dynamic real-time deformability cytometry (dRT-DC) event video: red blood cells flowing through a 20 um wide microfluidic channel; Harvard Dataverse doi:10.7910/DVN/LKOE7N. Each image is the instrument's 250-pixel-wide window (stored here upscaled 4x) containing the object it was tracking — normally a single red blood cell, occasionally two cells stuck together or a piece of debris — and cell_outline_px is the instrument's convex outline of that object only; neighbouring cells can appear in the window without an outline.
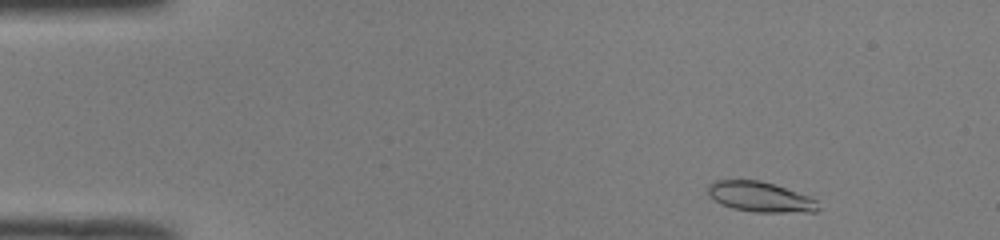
{"species": "common noctule bat (a hibernating species)", "species_latin": "Nyctalus noctula", "temperature_condition": "room temperature", "stored_images_in_passage": 47, "camera_frame_rate_fps": 3000, "um_per_image_px": 0.085, "animal": {"sex": "male", "body_mass_g": 19.0, "forearm_length_mm": 50.8}, "frame": {"image": 1, "passage_image": 3, "time_ms": 0.667, "image_size_px": [1000, 240], "cell_outline_px": [[820, 208], [816, 212], [756, 212], [732, 208], [720, 204], [708, 196], [708, 184], [716, 180], [760, 180], [808, 196], [816, 200]], "centroid_in_image_um": [64.58, 16.74], "position_along_channel_um": 20.4, "area_um2": 19.31}}
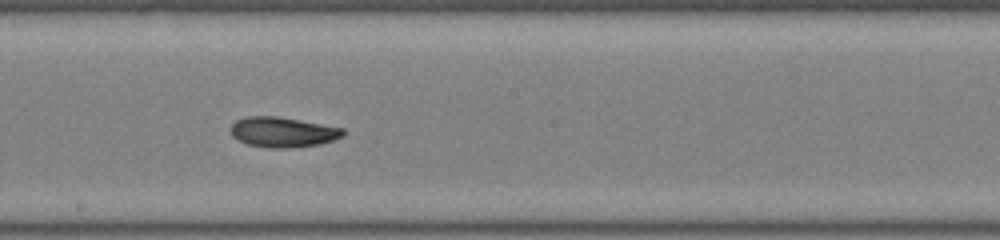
{"frame": {"image": 2, "passage_image": 25, "time_ms": 8.0, "image_size_px": [1000, 240], "cell_outline_px": [[344, 136], [320, 144], [288, 148], [268, 148], [248, 144], [232, 136], [228, 128], [236, 120], [248, 116], [276, 116], [300, 120], [344, 128]], "centroid_in_image_um": [24.02, 11.22], "position_along_channel_um": 224.2, "area_um2": 19.77}}
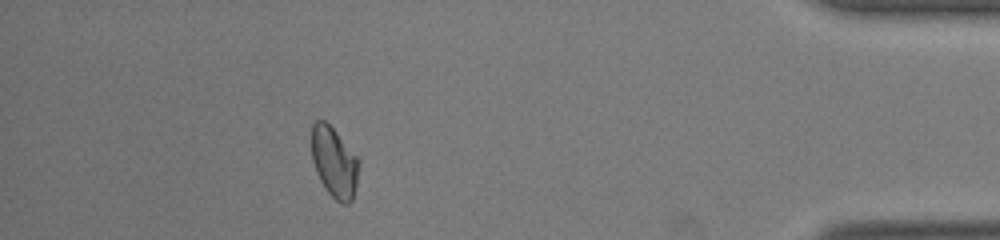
{"frame": {"image": 3, "passage_image": 42, "time_ms": 13.667, "image_size_px": [1000, 240], "cell_outline_px": [[360, 164], [356, 188], [352, 200], [348, 204], [340, 204], [324, 188], [316, 172], [312, 160], [312, 124], [316, 120], [324, 120], [336, 132], [360, 160]], "centroid_in_image_um": [28.42, 13.82], "position_along_channel_um": 406.8, "area_um2": 19.48}, "authors_computed_cell_mechanics": {"area_um2": 19.652, "velocity_mm_per_s": 4.0614, "shape_relaxation_time_tau1_ms": 7.7837, "shape_relaxation_time_tau2_ms": 2.0582, "deformation_change_tau1": 0.1786, "deformation_change_tau2": 0.0664}}